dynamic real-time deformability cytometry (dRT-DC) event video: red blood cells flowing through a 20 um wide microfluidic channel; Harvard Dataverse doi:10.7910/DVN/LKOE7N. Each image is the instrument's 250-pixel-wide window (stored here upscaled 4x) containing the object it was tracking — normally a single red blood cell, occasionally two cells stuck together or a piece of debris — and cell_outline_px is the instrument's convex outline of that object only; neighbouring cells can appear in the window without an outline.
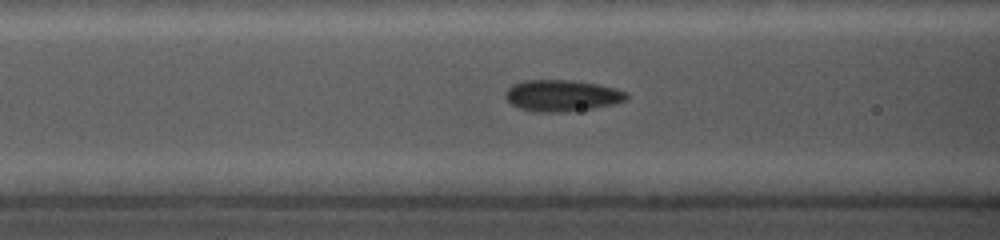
{"species": "common noctule bat (a hibernating species)", "species_latin": "Nyctalus noctula", "temperature_condition": "cold", "stored_images_in_passage": 23, "segment_of_instrument_passage": [1, 2], "camera_frame_rate_fps": 5000, "um_per_image_px": 0.085, "animal": {"sex": "female", "body_mass_g": 19.0, "forearm_length_mm": 56.7}, "frame": {"image": 1, "passage_image": 6, "time_ms": 2.4, "image_size_px": [1000, 240], "cell_outline_px": [[628, 100], [612, 104], [592, 108], [560, 112], [536, 112], [520, 108], [512, 104], [504, 96], [504, 92], [512, 84], [524, 80], [572, 80], [596, 84], [616, 88], [628, 92]], "centroid_in_image_um": [47.76, 8.12], "position_along_channel_um": 118.8, "area_um2": 22.2}}
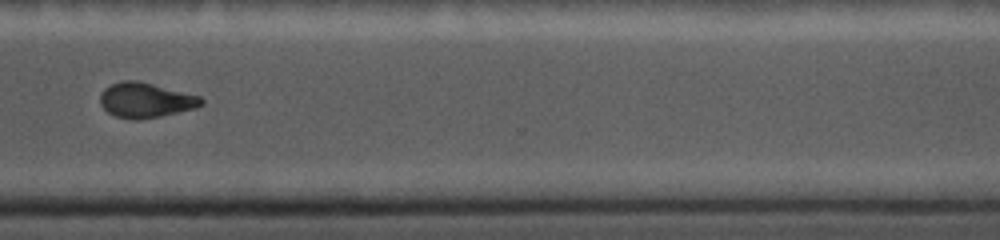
{"frame": {"image": 2, "passage_image": 16, "time_ms": 8.8, "image_size_px": [1000, 240], "cell_outline_px": [[204, 104], [196, 108], [160, 116], [136, 120], [132, 120], [116, 116], [108, 112], [100, 104], [100, 96], [104, 88], [112, 84], [124, 80], [136, 80], [200, 96], [204, 100]], "centroid_in_image_um": [12.38, 8.52], "position_along_channel_um": 358.2, "area_um2": 20.46}}
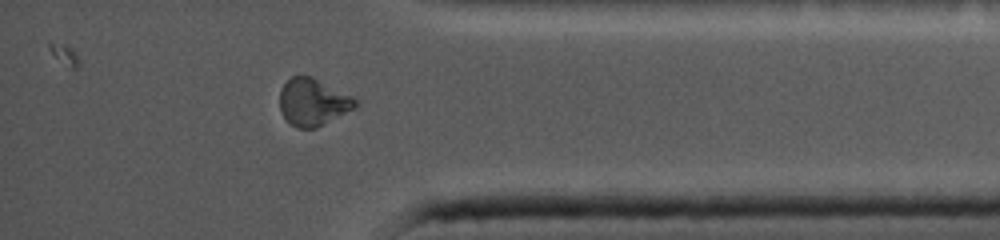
{"frame": {"image": 3, "passage_image": 19, "time_ms": 10.2, "image_size_px": [1000, 240], "cell_outline_px": [[360, 104], [356, 108], [316, 128], [296, 128], [280, 112], [280, 88], [292, 76], [312, 76], [352, 96]], "centroid_in_image_um": [26.62, 8.68], "position_along_channel_um": 408.6, "area_um2": 20.81}}